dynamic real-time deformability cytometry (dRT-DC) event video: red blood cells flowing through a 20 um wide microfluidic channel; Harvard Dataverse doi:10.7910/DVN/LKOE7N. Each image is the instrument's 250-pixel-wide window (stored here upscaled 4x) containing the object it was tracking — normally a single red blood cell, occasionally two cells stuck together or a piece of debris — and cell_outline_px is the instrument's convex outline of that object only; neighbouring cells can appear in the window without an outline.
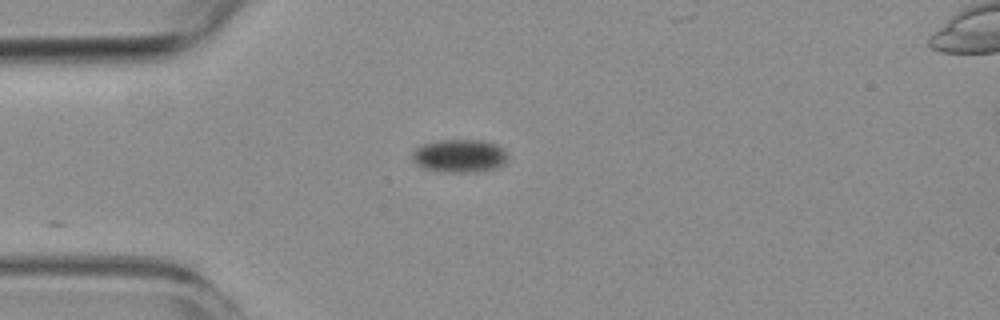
{"species": "common noctule bat (a hibernating species)", "species_latin": "Nyctalus noctula", "temperature_condition": "room temperature", "stored_images_in_passage": 4, "camera_frame_rate_fps": 3000, "um_per_image_px": 0.085, "animal": {"sex": "female", "body_mass_g": 19.3, "forearm_length_mm": 54.1}, "frame": {"image": 1, "passage_image": 4, "time_ms": 3.667, "image_size_px": [1000, 320], "cell_outline_px": [[508, 160], [504, 164], [496, 168], [476, 172], [440, 172], [424, 168], [416, 164], [412, 160], [412, 152], [416, 148], [424, 144], [436, 140], [484, 140], [496, 144], [504, 148], [508, 156]], "centroid_in_image_um": [39.08, 13.25], "position_along_channel_um": 45.9, "area_um2": 18.73}}